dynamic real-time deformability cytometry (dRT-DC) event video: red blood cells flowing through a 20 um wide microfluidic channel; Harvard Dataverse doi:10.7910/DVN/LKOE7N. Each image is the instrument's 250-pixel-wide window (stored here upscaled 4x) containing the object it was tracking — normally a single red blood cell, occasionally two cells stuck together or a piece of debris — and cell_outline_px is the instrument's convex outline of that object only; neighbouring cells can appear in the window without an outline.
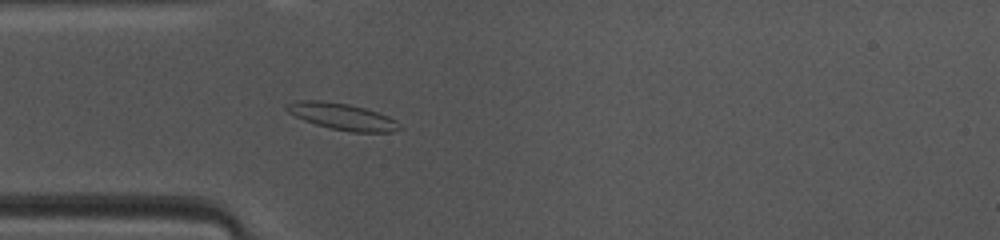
{"species": "common noctule bat (a hibernating species)", "species_latin": "Nyctalus noctula", "temperature_condition": "warm", "stored_images_in_passage": 42, "camera_frame_rate_fps": 3000, "um_per_image_px": 0.085, "animal": {"sex": "female", "body_mass_g": 10.0, "forearm_length_mm": 53.1}, "frame": {"image": 1, "passage_image": 7, "time_ms": 2.0, "image_size_px": [1000, 240], "cell_outline_px": [[404, 128], [396, 132], [352, 132], [332, 128], [316, 124], [304, 120], [288, 112], [284, 108], [284, 104], [296, 100], [320, 100], [348, 104], [364, 108], [388, 116], [396, 120]], "centroid_in_image_um": [29.1, 9.9], "position_along_channel_um": 55.9, "area_um2": 17.51}}
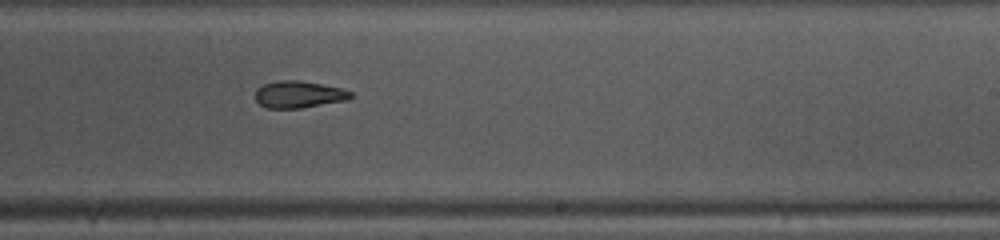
{"frame": {"image": 2, "passage_image": 22, "time_ms": 7.0, "image_size_px": [1000, 240], "cell_outline_px": [[352, 96], [348, 100], [300, 108], [268, 108], [260, 104], [256, 100], [256, 88], [264, 84], [280, 80], [296, 80], [344, 88], [352, 92]], "centroid_in_image_um": [25.41, 8.02], "position_along_channel_um": 263.6, "area_um2": 14.91}}
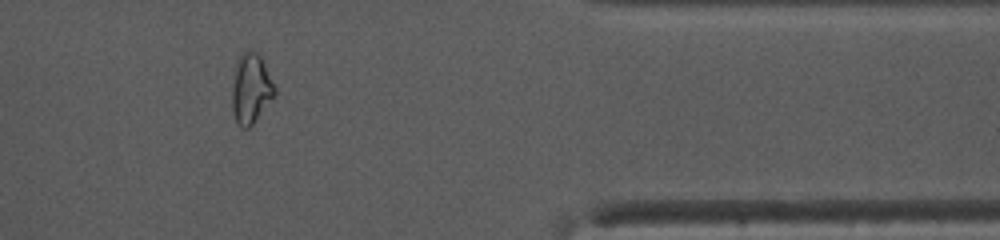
{"frame": {"image": 3, "passage_image": 33, "time_ms": 10.667, "image_size_px": [1000, 240], "cell_outline_px": [[276, 92], [252, 124], [248, 128], [244, 128], [236, 124], [232, 112], [232, 88], [236, 60], [240, 52], [256, 52], [260, 56], [276, 88]], "centroid_in_image_um": [21.29, 7.53], "position_along_channel_um": 390.1, "area_um2": 17.11}, "authors_computed_cell_mechanics": {"area_um2": 16.0684, "velocity_mm_per_s": 4.1679, "shape_relaxation_time_tau1_ms": 8.0773, "shape_relaxation_time_tau2_ms": 3.2504, "deformation_change_tau1": 0.2103, "deformation_change_tau2": 0.0993}}